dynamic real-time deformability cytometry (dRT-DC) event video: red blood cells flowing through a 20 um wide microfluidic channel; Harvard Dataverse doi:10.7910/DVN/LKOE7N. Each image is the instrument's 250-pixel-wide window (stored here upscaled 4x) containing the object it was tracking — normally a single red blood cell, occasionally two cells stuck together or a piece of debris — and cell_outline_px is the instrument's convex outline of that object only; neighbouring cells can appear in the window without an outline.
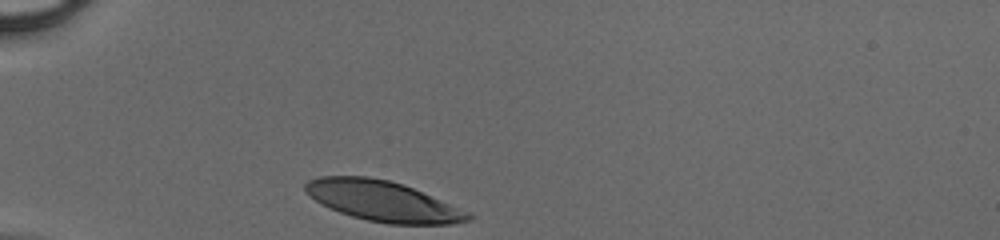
{"species": "human", "species_latin": "Homo sapiens", "temperature_condition": "cold", "stored_images_in_passage": 27, "camera_frame_rate_fps": 3000, "um_per_image_px": 0.085, "donor": {"sex": "male"}, "frame": {"image": 1, "passage_image": 1, "time_ms": 0.0, "image_size_px": [1000, 240], "cell_outline_px": [[476, 216], [472, 220], [452, 224], [388, 224], [368, 220], [352, 216], [340, 212], [320, 204], [304, 188], [304, 184], [308, 180], [320, 176], [368, 176], [388, 180], [412, 188], [472, 212]], "centroid_in_image_um": [32.6, 17.1], "position_along_channel_um": 52.4, "area_um2": 38.26}}
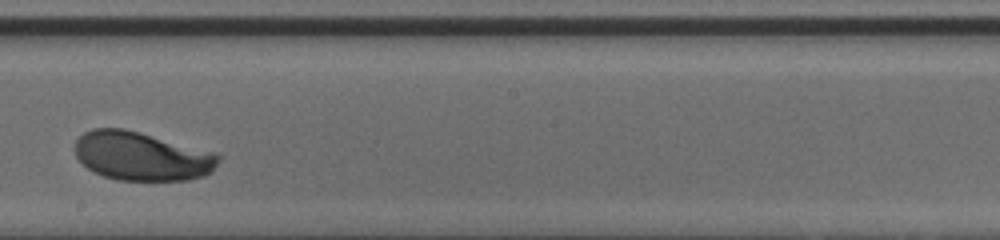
{"frame": {"image": 2, "passage_image": 16, "time_ms": 5.0, "image_size_px": [1000, 240], "cell_outline_px": [[220, 160], [212, 172], [204, 176], [188, 180], [116, 180], [104, 176], [88, 168], [76, 156], [76, 140], [84, 132], [92, 128], [124, 128], [140, 132], [212, 152], [220, 156]], "centroid_in_image_um": [12.05, 13.28], "position_along_channel_um": 236.2, "area_um2": 40.46}}
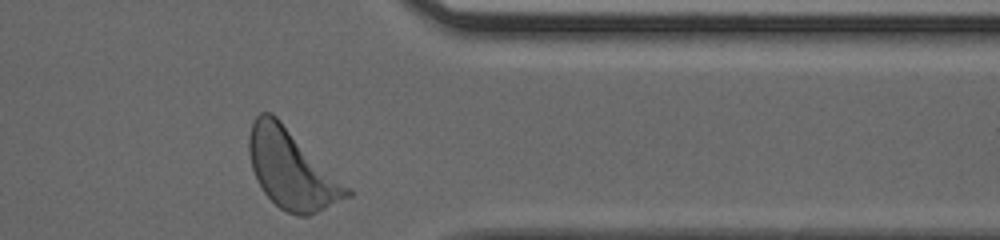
{"frame": {"image": 3, "passage_image": 27, "time_ms": 8.667, "image_size_px": [1000, 240], "cell_outline_px": [[352, 196], [308, 216], [300, 216], [288, 212], [280, 208], [264, 192], [256, 180], [252, 168], [248, 152], [248, 136], [252, 124], [256, 116], [260, 112], [272, 112], [352, 192]], "centroid_in_image_um": [24.74, 14.39], "position_along_channel_um": 386.7, "area_um2": 44.1}}